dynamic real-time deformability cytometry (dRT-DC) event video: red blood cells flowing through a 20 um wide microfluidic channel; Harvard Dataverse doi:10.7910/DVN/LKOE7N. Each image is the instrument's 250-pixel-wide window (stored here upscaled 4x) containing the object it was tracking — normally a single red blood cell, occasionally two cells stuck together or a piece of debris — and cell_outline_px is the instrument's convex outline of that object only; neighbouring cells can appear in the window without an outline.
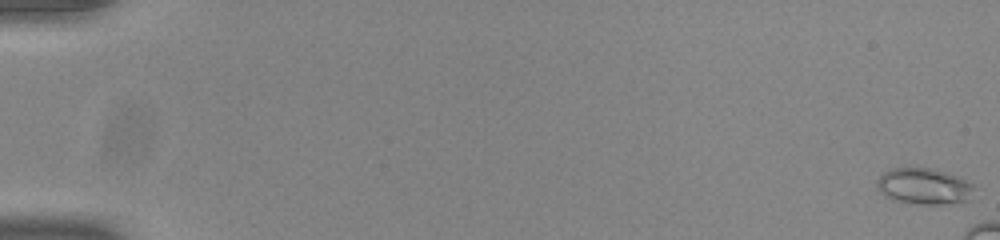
{"species": "common noctule bat (a hibernating species)", "species_latin": "Nyctalus noctula", "temperature_condition": "room temperature", "stored_images_in_passage": 12, "camera_frame_rate_fps": 3000, "um_per_image_px": 0.085, "animal": {"sex": "male", "body_mass_g": 20.0, "forearm_length_mm": 53.3}, "frame": {"image": 1, "passage_image": 1, "time_ms": 0.0, "image_size_px": [1000, 240], "cell_outline_px": [[976, 188], [968, 200], [944, 204], [920, 204], [892, 200], [884, 196], [880, 192], [876, 184], [876, 180], [884, 172], [892, 168], [932, 168], [948, 172], [972, 184]], "centroid_in_image_um": [78.52, 15.83], "position_along_channel_um": 6.5, "area_um2": 20.52}}